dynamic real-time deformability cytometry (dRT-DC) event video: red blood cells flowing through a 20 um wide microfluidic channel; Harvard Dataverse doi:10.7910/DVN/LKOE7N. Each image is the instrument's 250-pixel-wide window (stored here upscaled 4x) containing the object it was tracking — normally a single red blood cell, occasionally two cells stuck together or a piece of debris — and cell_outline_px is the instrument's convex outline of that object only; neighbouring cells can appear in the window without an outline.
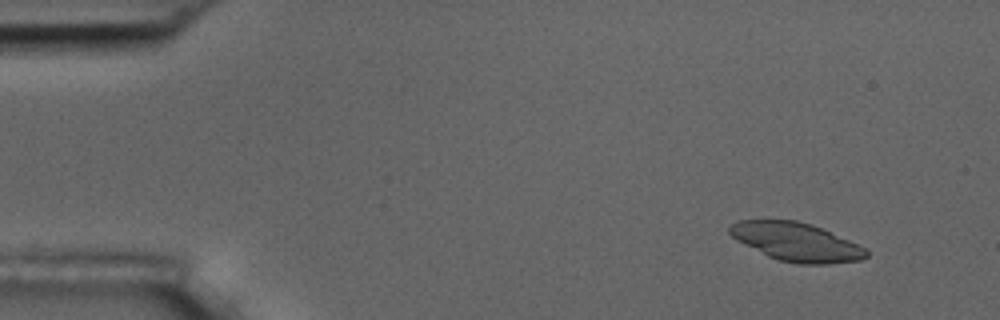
{"species": "common noctule bat (a hibernating species)", "species_latin": "Nyctalus noctula", "temperature_condition": "room temperature", "stored_images_in_passage": 4, "camera_frame_rate_fps": 3000, "um_per_image_px": 0.085, "animal": {"sex": "male", "body_mass_g": 17.5, "forearm_length_mm": 52.3}, "frame": {"image": 1, "passage_image": 1, "time_ms": 0.0, "image_size_px": [1000, 320], "cell_outline_px": [[868, 256], [860, 260], [828, 264], [796, 264], [780, 260], [768, 256], [736, 240], [728, 232], [728, 228], [736, 220], [796, 220], [812, 224], [868, 248]], "centroid_in_image_um": [67.7, 20.56], "position_along_channel_um": 17.3, "area_um2": 30.69}}